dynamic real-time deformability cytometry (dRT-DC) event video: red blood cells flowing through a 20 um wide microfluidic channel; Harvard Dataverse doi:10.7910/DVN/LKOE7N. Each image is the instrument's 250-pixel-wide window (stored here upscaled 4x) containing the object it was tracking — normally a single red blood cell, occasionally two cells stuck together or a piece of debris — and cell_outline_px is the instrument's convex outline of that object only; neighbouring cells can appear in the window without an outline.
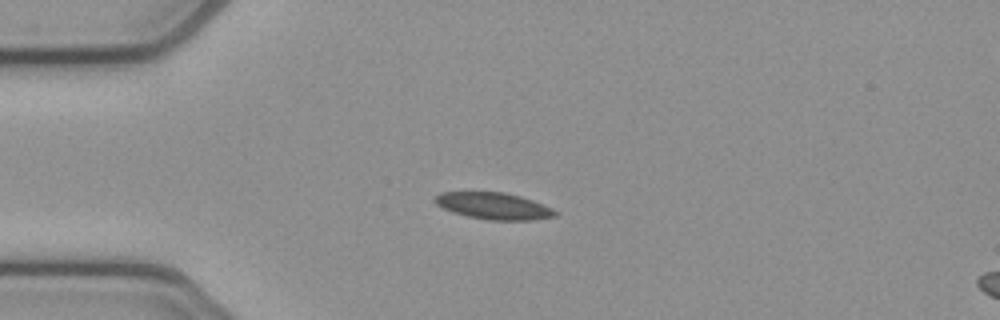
{"species": "common noctule bat (a hibernating species)", "species_latin": "Nyctalus noctula", "temperature_condition": "cold", "stored_images_in_passage": 41, "camera_frame_rate_fps": 3000, "um_per_image_px": 0.085, "animal": {"sex": "female", "body_mass_g": 21.9}, "frame": {"image": 1, "passage_image": 1, "time_ms": 0.0, "image_size_px": [1000, 320], "cell_outline_px": [[560, 212], [556, 216], [536, 220], [488, 220], [468, 216], [452, 212], [436, 204], [432, 200], [440, 192], [504, 192], [520, 196], [532, 200], [552, 208]], "centroid_in_image_um": [41.98, 17.51], "position_along_channel_um": 43.0, "area_um2": 18.79}}
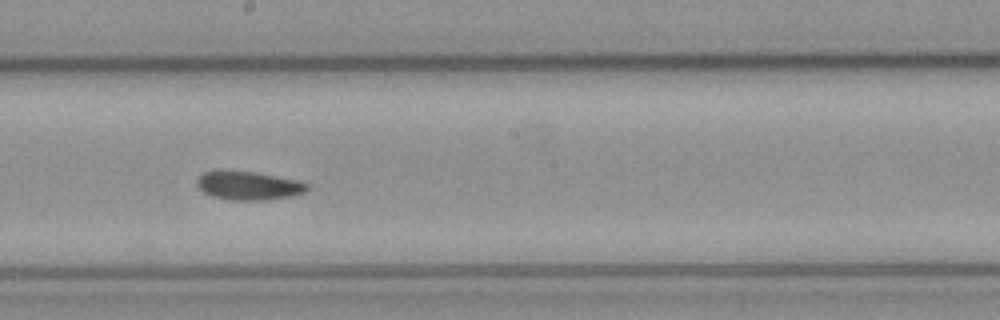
{"frame": {"image": 2, "passage_image": 17, "time_ms": 5.333, "image_size_px": [1000, 320], "cell_outline_px": [[308, 188], [304, 192], [292, 196], [268, 200], [228, 200], [212, 196], [204, 192], [196, 184], [196, 180], [204, 172], [216, 168], [224, 168], [256, 172], [300, 180], [308, 184]], "centroid_in_image_um": [21.09, 15.74], "position_along_channel_um": 227.1, "area_um2": 19.02}}
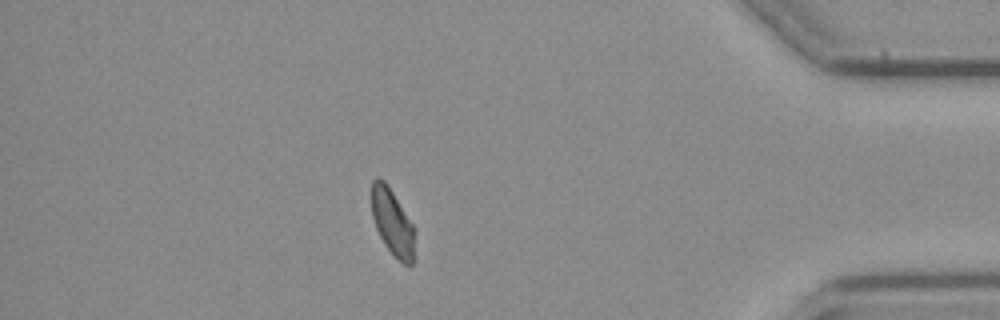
{"frame": {"image": 3, "passage_image": 34, "time_ms": 11.0, "image_size_px": [1000, 320], "cell_outline_px": [[416, 228], [412, 264], [404, 264], [384, 244], [376, 228], [372, 216], [372, 180], [376, 176], [384, 180]], "centroid_in_image_um": [33.37, 18.87], "position_along_channel_um": 401.8, "area_um2": 16.53}, "authors_computed_cell_mechanics": {"area_um2": 18.0336, "velocity_mm_per_s": 3.8591, "shape_relaxation_time_tau1_ms": 6.6703, "shape_relaxation_time_tau2_ms": 4.6837, "deformation_change_tau1": 0.1211, "deformation_change_tau2": 0.1058}}